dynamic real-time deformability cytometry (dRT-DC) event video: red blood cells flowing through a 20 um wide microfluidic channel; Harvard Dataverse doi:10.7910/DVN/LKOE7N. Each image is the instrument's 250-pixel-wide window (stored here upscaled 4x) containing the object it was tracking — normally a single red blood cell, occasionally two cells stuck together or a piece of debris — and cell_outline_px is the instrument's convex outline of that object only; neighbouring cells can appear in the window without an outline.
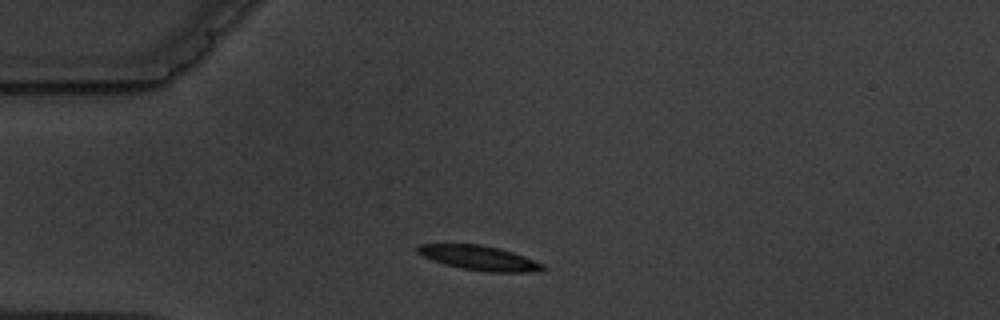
{"species": "common noctule bat (a hibernating species)", "species_latin": "Nyctalus noctula", "temperature_condition": "warm", "stored_images_in_passage": 4, "camera_frame_rate_fps": 3000, "um_per_image_px": 0.085, "animal": {"sex": "male", "body_mass_g": 19.5, "forearm_length_mm": 54.6}, "frame": {"image": 1, "passage_image": 1, "time_ms": 0.0, "image_size_px": [1000, 320], "cell_outline_px": [[548, 268], [532, 272], [484, 272], [460, 268], [444, 264], [432, 260], [416, 252], [416, 248], [420, 244], [480, 244], [500, 248], [524, 256], [544, 264]], "centroid_in_image_um": [40.75, 21.93], "position_along_channel_um": 44.3, "area_um2": 18.03}}
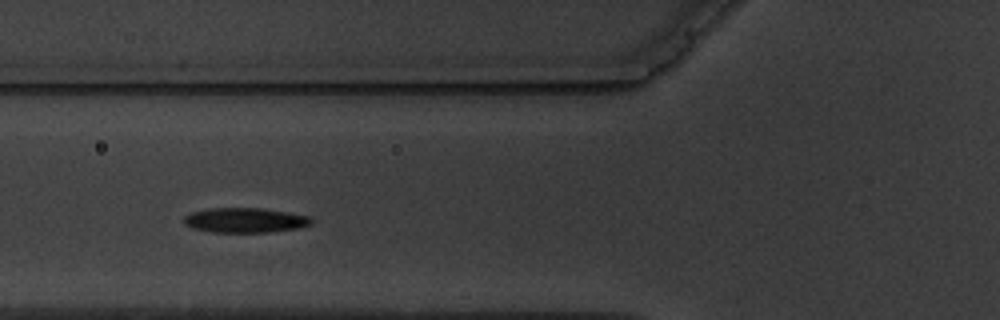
{"frame": {"image": 2, "passage_image": 3, "time_ms": 2.333, "image_size_px": [1000, 320], "cell_outline_px": [[312, 224], [300, 228], [268, 232], [212, 232], [192, 228], [184, 224], [184, 216], [192, 212], [208, 208], [260, 208], [288, 212], [308, 216], [312, 220]], "centroid_in_image_um": [20.82, 18.72], "position_along_channel_um": 105.0, "area_um2": 18.44}}
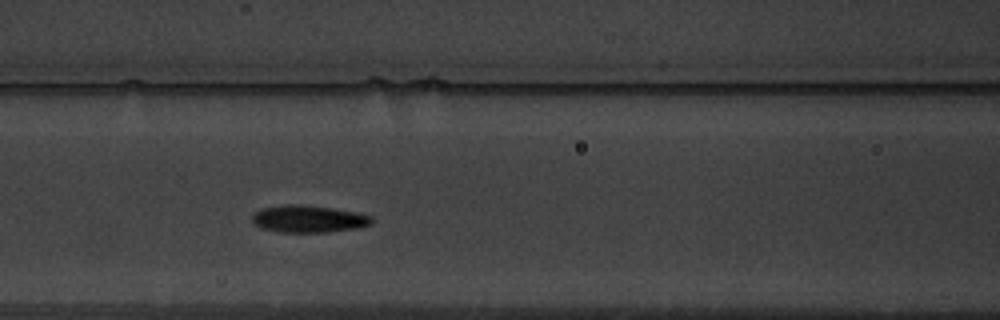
{"frame": {"image": 3, "passage_image": 4, "time_ms": 3.333, "image_size_px": [1000, 320], "cell_outline_px": [[372, 224], [360, 228], [328, 232], [280, 232], [260, 228], [252, 220], [252, 216], [260, 208], [284, 204], [300, 204], [332, 208], [356, 212], [372, 216]], "centroid_in_image_um": [26.23, 18.6], "position_along_channel_um": 140.4, "area_um2": 19.07}}